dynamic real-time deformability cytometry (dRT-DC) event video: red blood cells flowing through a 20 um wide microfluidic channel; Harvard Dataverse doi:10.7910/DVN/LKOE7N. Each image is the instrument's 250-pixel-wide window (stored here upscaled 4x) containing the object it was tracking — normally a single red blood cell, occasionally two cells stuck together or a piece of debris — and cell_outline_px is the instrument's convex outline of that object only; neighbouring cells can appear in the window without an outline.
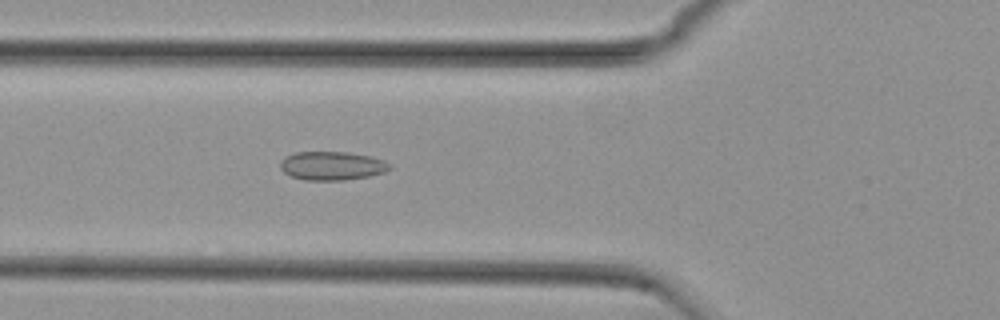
{"species": "common noctule bat (a hibernating species)", "species_latin": "Nyctalus noctula", "temperature_condition": "cold", "stored_images_in_passage": 54, "camera_frame_rate_fps": 3000, "um_per_image_px": 0.085, "animal": {"sex": "female", "body_mass_g": 29.2, "forearm_length_mm": 56.3}, "frame": {"image": 1, "passage_image": 19, "time_ms": 6.0, "image_size_px": [1000, 320], "cell_outline_px": [[392, 168], [384, 172], [368, 176], [344, 180], [304, 180], [292, 176], [284, 172], [280, 168], [280, 160], [284, 156], [296, 152], [348, 152], [372, 156], [384, 160], [392, 164]], "centroid_in_image_um": [28.23, 14.08], "position_along_channel_um": 97.6, "area_um2": 18.44}}
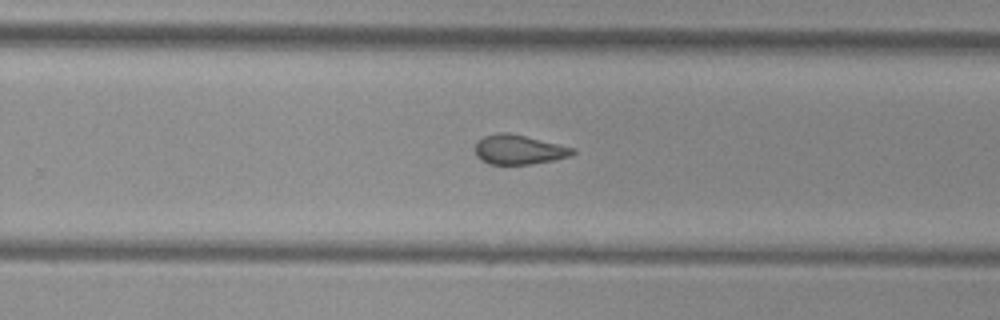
{"frame": {"image": 2, "passage_image": 34, "time_ms": 11.0, "image_size_px": [1000, 320], "cell_outline_px": [[576, 152], [572, 156], [532, 164], [488, 164], [480, 160], [476, 156], [476, 144], [484, 136], [500, 132], [508, 132], [576, 148]], "centroid_in_image_um": [44.12, 12.72], "position_along_channel_um": 285.7, "area_um2": 16.76}}
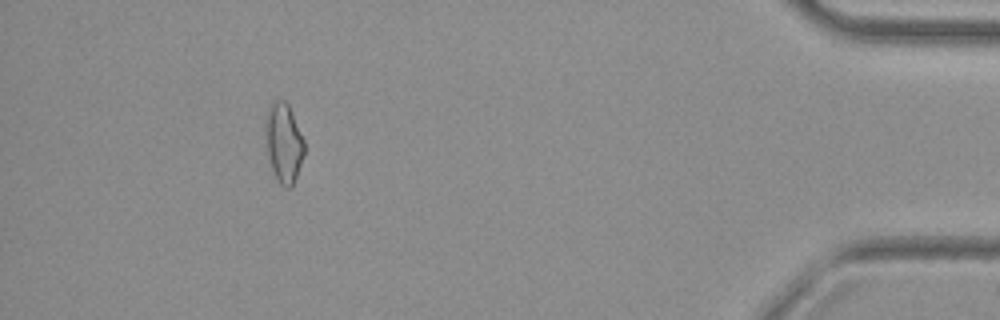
{"frame": {"image": 3, "passage_image": 49, "time_ms": 16.0, "image_size_px": [1000, 320], "cell_outline_px": [[304, 156], [292, 188], [284, 188], [276, 180], [268, 156], [264, 136], [264, 120], [268, 108], [272, 100], [284, 100], [288, 104], [304, 140]], "centroid_in_image_um": [24.09, 12.14], "position_along_channel_um": 411.1, "area_um2": 18.32}, "authors_computed_cell_mechanics": {"area_um2": 17.7157, "velocity_mm_per_s": 3.759, "shape_relaxation_time_tau1_ms": null, "shape_relaxation_time_tau2_ms": 2.2648, "deformation_change_tau1": null, "deformation_change_tau2": 0.0929}}